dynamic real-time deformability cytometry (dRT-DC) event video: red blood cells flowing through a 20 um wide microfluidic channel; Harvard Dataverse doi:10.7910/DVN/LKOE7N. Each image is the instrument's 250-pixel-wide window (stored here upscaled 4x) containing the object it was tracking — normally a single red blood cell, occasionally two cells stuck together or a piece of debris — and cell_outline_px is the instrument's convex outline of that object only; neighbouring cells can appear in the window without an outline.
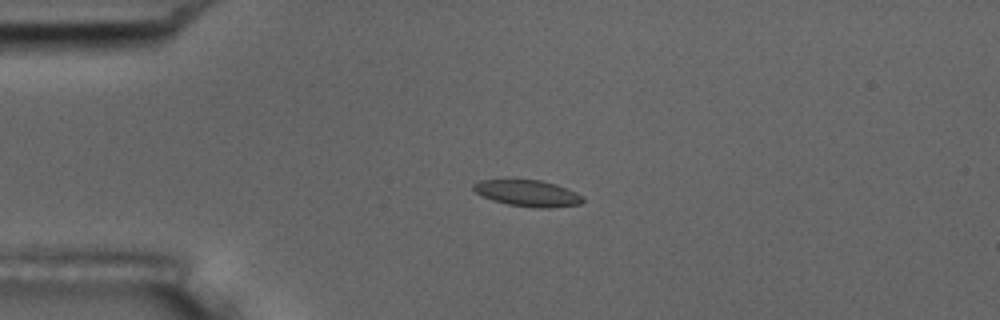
{"species": "common noctule bat (a hibernating species)", "species_latin": "Nyctalus noctula", "temperature_condition": "room temperature", "stored_images_in_passage": 7, "camera_frame_rate_fps": 3000, "um_per_image_px": 0.085, "animal": {"sex": "male", "body_mass_g": 17.5, "forearm_length_mm": 52.3}, "frame": {"image": 1, "passage_image": 5, "time_ms": 4.333, "image_size_px": [1000, 320], "cell_outline_px": [[584, 200], [580, 204], [552, 208], [532, 208], [508, 204], [492, 200], [476, 192], [472, 188], [472, 184], [480, 180], [540, 180], [556, 184], [576, 192], [584, 196]], "centroid_in_image_um": [44.88, 16.43], "position_along_channel_um": 40.1, "area_um2": 16.82}}